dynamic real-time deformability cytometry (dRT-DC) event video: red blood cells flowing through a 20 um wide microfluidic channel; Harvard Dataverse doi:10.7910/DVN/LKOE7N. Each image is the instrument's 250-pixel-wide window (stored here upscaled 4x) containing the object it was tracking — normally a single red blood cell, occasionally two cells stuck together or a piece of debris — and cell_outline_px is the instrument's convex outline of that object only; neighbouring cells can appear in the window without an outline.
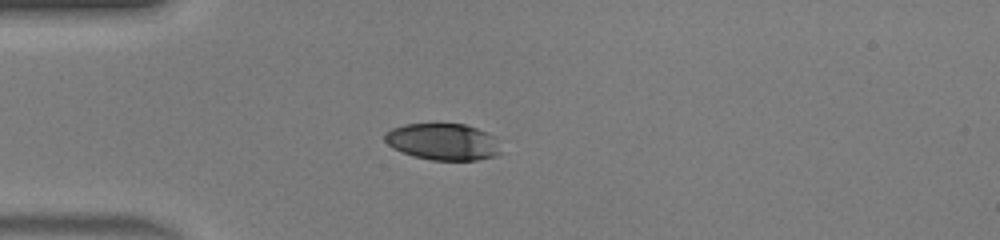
{"species": "human", "species_latin": "Homo sapiens", "temperature_condition": "warm", "stored_images_in_passage": 34, "camera_frame_rate_fps": 3000, "um_per_image_px": 0.085, "donor": {"sex": "male"}, "frame": {"image": 1, "passage_image": 1, "time_ms": 0.0, "image_size_px": [1000, 240], "cell_outline_px": [[500, 152], [496, 156], [476, 160], [432, 160], [412, 156], [392, 148], [384, 140], [384, 136], [392, 128], [404, 124], [464, 124], [476, 128], [496, 136]], "centroid_in_image_um": [37.65, 12.05], "position_along_channel_um": 47.3, "area_um2": 24.8}}
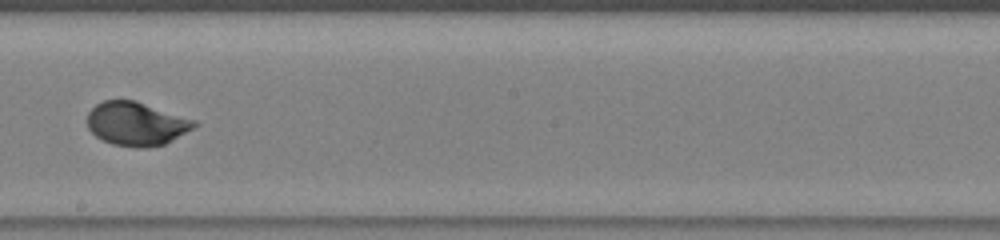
{"frame": {"image": 2, "passage_image": 15, "time_ms": 4.667, "image_size_px": [1000, 240], "cell_outline_px": [[200, 124], [164, 144], [148, 148], [136, 148], [112, 144], [96, 136], [88, 128], [88, 112], [96, 104], [104, 100], [136, 100], [196, 120]], "centroid_in_image_um": [11.6, 10.51], "position_along_channel_um": 236.6, "area_um2": 27.22}}
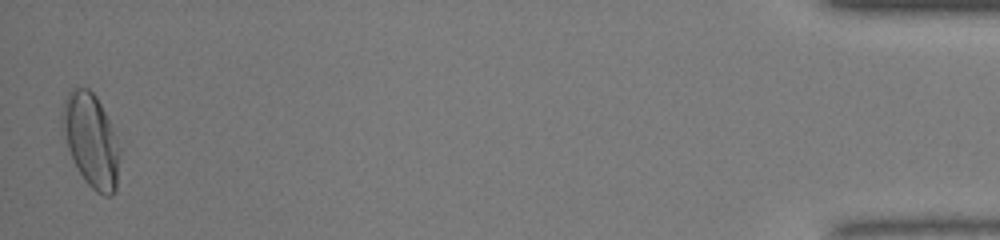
{"frame": {"image": 3, "passage_image": 34, "time_ms": 11.0, "image_size_px": [1000, 240], "cell_outline_px": [[120, 156], [116, 188], [112, 196], [104, 196], [96, 192], [84, 180], [68, 148], [60, 120], [60, 112], [64, 100], [68, 92], [72, 88], [88, 88], [96, 96], [108, 120], [120, 152]], "centroid_in_image_um": [7.72, 11.92], "position_along_channel_um": 427.5, "area_um2": 30.81}, "authors_computed_cell_mechanics": {"area_um2": 26.8481, "velocity_mm_per_s": 4.4598, "shape_relaxation_time_tau1_ms": 3.4412, "shape_relaxation_time_tau2_ms": null, "deformation_change_tau1": 0.1991, "deformation_change_tau2": null}}